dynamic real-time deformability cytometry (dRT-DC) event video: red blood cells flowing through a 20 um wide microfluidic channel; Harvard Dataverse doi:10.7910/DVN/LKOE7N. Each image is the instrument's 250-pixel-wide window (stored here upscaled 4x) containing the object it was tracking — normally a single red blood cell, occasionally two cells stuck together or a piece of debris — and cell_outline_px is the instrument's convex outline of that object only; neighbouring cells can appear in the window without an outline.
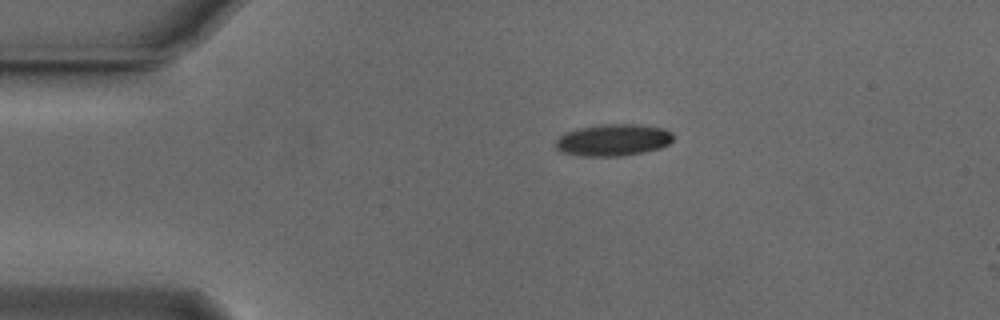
{"species": "Egyptian fruit bat (a non-hibernating species)", "species_latin": "Rousettus aegyptiacus", "temperature_condition": "cold", "stored_images_in_passage": 3, "camera_frame_rate_fps": 3000, "um_per_image_px": 0.085, "animal": {"sex": "male"}, "frame": {"image": 1, "passage_image": 1, "time_ms": 0.0, "image_size_px": [1000, 320], "cell_outline_px": [[672, 140], [668, 144], [660, 148], [644, 152], [620, 156], [580, 156], [560, 152], [556, 148], [556, 140], [564, 132], [580, 128], [600, 124], [636, 124], [660, 128], [672, 132]], "centroid_in_image_um": [52.08, 11.91], "position_along_channel_um": 32.9, "area_um2": 21.79}}